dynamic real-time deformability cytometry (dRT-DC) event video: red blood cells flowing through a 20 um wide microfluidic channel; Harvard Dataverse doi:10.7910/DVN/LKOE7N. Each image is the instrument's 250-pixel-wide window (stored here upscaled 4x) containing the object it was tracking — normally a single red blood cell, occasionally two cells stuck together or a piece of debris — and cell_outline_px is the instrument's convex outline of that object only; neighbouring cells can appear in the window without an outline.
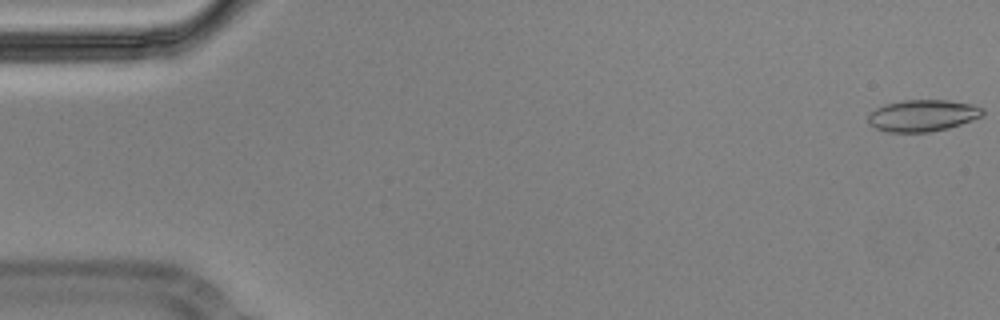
{"species": "Egyptian fruit bat (a non-hibernating species)", "species_latin": "Rousettus aegyptiacus", "temperature_condition": "cold", "stored_images_in_passage": 56, "camera_frame_rate_fps": 3000, "um_per_image_px": 0.085, "animal": {"sex": "male"}, "frame": {"image": 1, "passage_image": 1, "time_ms": 0.0, "image_size_px": [1000, 320], "cell_outline_px": [[984, 116], [948, 128], [928, 132], [888, 132], [876, 128], [868, 124], [868, 116], [876, 108], [884, 104], [904, 100], [948, 100], [972, 104], [984, 108]], "centroid_in_image_um": [78.44, 9.82], "position_along_channel_um": 6.6, "area_um2": 21.21}, "authors_computed_cell_mechanics": {"area_um2": 21.8195, "velocity_mm_per_s": 3.5811, "shape_relaxation_time_tau1_ms": null, "shape_relaxation_time_tau2_ms": 2.1186, "deformation_change_tau1": null, "deformation_change_tau2": 0.0847}}